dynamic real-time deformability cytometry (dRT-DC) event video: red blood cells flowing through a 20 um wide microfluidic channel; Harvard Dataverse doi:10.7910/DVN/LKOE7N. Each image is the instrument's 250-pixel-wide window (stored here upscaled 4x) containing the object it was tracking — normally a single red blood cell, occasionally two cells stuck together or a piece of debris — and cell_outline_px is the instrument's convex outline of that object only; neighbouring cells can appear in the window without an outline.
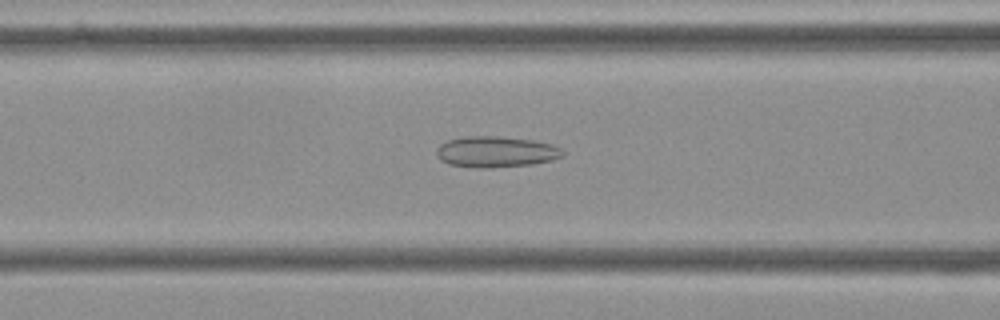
{"species": "Egyptian fruit bat (a non-hibernating species)", "species_latin": "Rousettus aegyptiacus", "temperature_condition": "cold", "stored_images_in_passage": 55, "camera_frame_rate_fps": 3000, "um_per_image_px": 0.085, "frame": {"image": 1, "passage_image": 22, "time_ms": 7.0, "image_size_px": [1000, 320], "cell_outline_px": [[564, 156], [552, 160], [532, 164], [488, 168], [476, 168], [448, 164], [440, 160], [436, 156], [436, 148], [440, 144], [448, 140], [468, 136], [496, 136], [532, 140], [552, 144], [560, 148], [564, 152]], "centroid_in_image_um": [42.13, 12.91], "position_along_channel_um": 124.5, "area_um2": 22.89}}
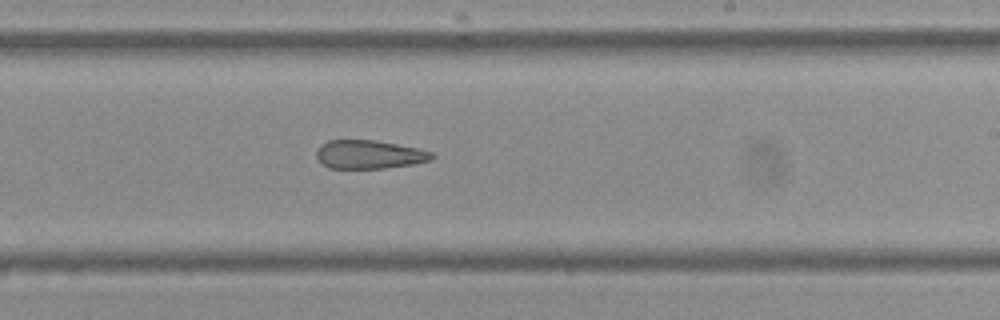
{"frame": {"image": 2, "passage_image": 33, "time_ms": 10.667, "image_size_px": [1000, 320], "cell_outline_px": [[436, 156], [432, 160], [412, 164], [384, 168], [328, 168], [316, 156], [316, 152], [320, 144], [328, 140], [376, 140], [416, 148], [432, 152]], "centroid_in_image_um": [31.38, 13.12], "position_along_channel_um": 257.6, "area_um2": 19.13}}
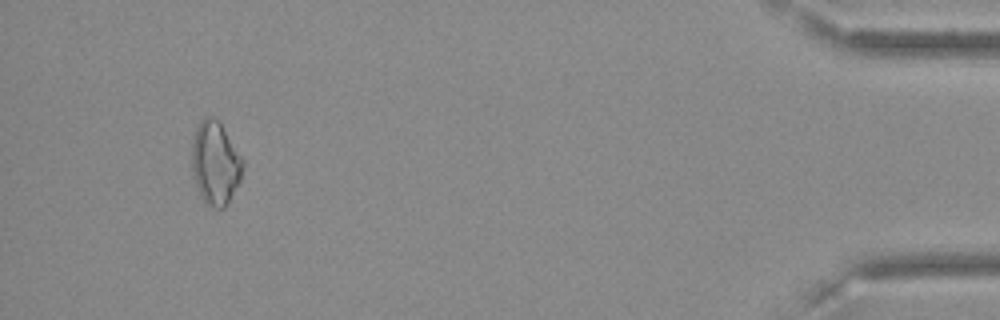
{"frame": {"image": 3, "passage_image": 52, "time_ms": 17.0, "image_size_px": [1000, 320], "cell_outline_px": [[244, 168], [240, 180], [224, 208], [212, 208], [204, 204], [196, 184], [192, 172], [192, 140], [196, 128], [200, 120], [204, 116], [212, 116], [220, 120], [244, 160]], "centroid_in_image_um": [18.3, 13.83], "position_along_channel_um": 416.9, "area_um2": 25.09}, "authors_computed_cell_mechanics": {"area_um2": 23.3512, "velocity_mm_per_s": 3.6292, "shape_relaxation_time_tau1_ms": null, "shape_relaxation_time_tau2_ms": 7.5868, "deformation_change_tau1": null, "deformation_change_tau2": 0.1994}}